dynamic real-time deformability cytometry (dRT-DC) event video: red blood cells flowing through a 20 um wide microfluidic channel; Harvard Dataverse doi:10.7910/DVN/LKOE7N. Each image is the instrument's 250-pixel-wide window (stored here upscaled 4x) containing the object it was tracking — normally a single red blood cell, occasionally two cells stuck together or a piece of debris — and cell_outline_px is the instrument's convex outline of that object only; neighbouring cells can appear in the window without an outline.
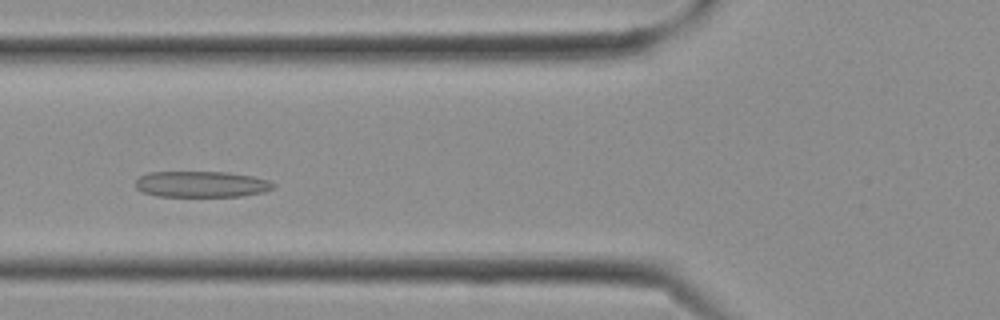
{"species": "Egyptian fruit bat (a non-hibernating species)", "species_latin": "Rousettus aegyptiacus", "temperature_condition": "cold", "stored_images_in_passage": 11, "camera_frame_rate_fps": 3000, "um_per_image_px": 0.085, "frame": {"image": 1, "passage_image": 8, "time_ms": 2.333, "image_size_px": [1000, 320], "cell_outline_px": [[276, 188], [264, 192], [244, 196], [156, 196], [144, 192], [136, 188], [136, 180], [140, 176], [148, 172], [228, 172], [252, 176], [268, 180], [276, 184]], "centroid_in_image_um": [17.16, 15.66], "position_along_channel_um": 108.6, "area_um2": 21.04}}
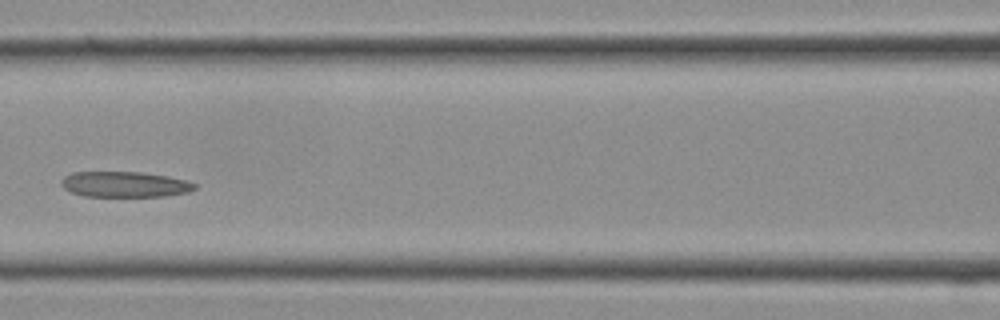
{"frame": {"image": 2, "passage_image": 10, "time_ms": 3.0, "image_size_px": [1000, 320], "cell_outline_px": [[196, 188], [188, 192], [164, 196], [84, 196], [72, 192], [64, 188], [60, 184], [60, 180], [64, 176], [72, 172], [140, 172], [168, 176], [184, 180], [196, 184]], "centroid_in_image_um": [10.57, 15.66], "position_along_channel_um": 156.0, "area_um2": 19.83}}